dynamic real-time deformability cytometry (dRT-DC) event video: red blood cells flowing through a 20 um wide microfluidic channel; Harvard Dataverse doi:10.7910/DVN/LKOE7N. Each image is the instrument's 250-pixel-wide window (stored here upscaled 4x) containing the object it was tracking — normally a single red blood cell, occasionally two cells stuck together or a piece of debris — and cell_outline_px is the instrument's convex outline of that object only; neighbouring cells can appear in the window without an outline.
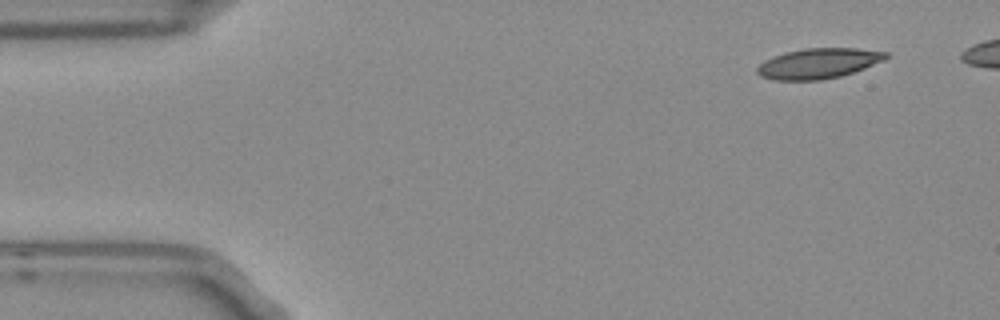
{"species": "Egyptian fruit bat (a non-hibernating species)", "species_latin": "Rousettus aegyptiacus", "temperature_condition": "room temperature", "stored_images_in_passage": 5, "camera_frame_rate_fps": 3000, "um_per_image_px": 0.085, "frame": {"image": 1, "passage_image": 1, "time_ms": 0.0, "image_size_px": [1000, 320], "cell_outline_px": [[888, 56], [884, 60], [864, 68], [840, 76], [820, 80], [772, 80], [760, 76], [756, 72], [756, 68], [764, 60], [784, 52], [804, 48], [856, 48], [888, 52]], "centroid_in_image_um": [69.53, 5.38], "position_along_channel_um": 15.5, "area_um2": 22.72}}